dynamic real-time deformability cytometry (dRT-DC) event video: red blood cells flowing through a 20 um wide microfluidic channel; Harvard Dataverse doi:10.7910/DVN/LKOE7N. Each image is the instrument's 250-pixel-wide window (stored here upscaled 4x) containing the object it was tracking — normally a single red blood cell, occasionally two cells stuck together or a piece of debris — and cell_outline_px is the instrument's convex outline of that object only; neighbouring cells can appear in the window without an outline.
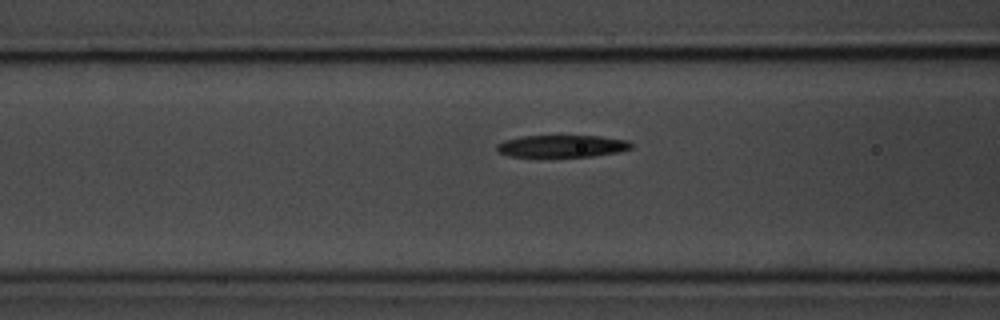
{"species": "common noctule bat (a hibernating species)", "species_latin": "Nyctalus noctula", "temperature_condition": "room temperature", "stored_images_in_passage": 14, "camera_frame_rate_fps": 3000, "um_per_image_px": 0.085, "animal": {"sex": "male", "body_mass_g": 20.1, "forearm_length_mm": 53.5}, "frame": {"image": 1, "passage_image": 5, "time_ms": 1.333, "image_size_px": [1000, 320], "cell_outline_px": [[632, 148], [616, 152], [592, 156], [540, 160], [508, 156], [500, 152], [496, 148], [496, 144], [504, 140], [524, 136], [600, 136], [628, 140], [632, 144]], "centroid_in_image_um": [47.68, 12.47], "position_along_channel_um": 118.9, "area_um2": 18.32}}
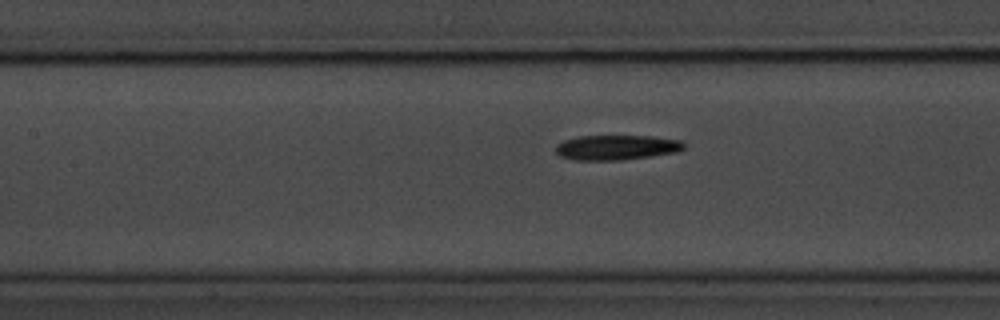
{"frame": {"image": 2, "passage_image": 8, "time_ms": 2.333, "image_size_px": [1000, 320], "cell_outline_px": [[684, 148], [676, 152], [620, 160], [572, 160], [560, 156], [556, 152], [556, 144], [564, 140], [576, 136], [652, 136], [680, 140], [684, 144]], "centroid_in_image_um": [52.35, 12.53], "position_along_channel_um": 155.0, "area_um2": 18.55}}
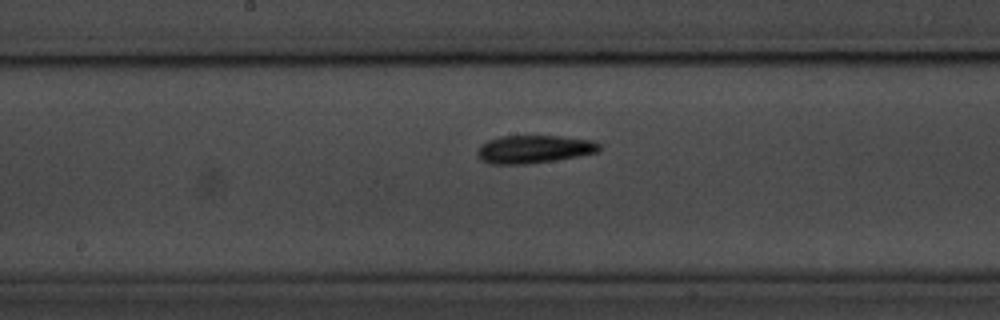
{"frame": {"image": 3, "passage_image": 12, "time_ms": 3.667, "image_size_px": [1000, 320], "cell_outline_px": [[600, 152], [556, 160], [528, 164], [492, 164], [480, 160], [476, 156], [476, 152], [480, 144], [488, 140], [500, 136], [560, 136], [592, 140], [600, 144]], "centroid_in_image_um": [45.36, 12.68], "position_along_channel_um": 202.8, "area_um2": 20.11}}